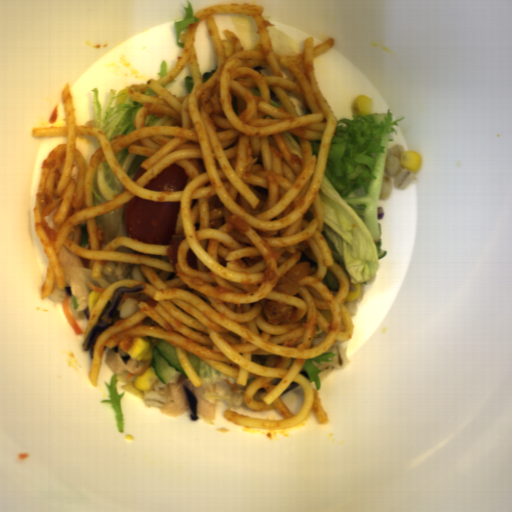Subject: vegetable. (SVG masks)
<instances>
[{
  "label": "vegetable",
  "instance_id": "vegetable-6",
  "mask_svg": "<svg viewBox=\"0 0 512 512\" xmlns=\"http://www.w3.org/2000/svg\"><path fill=\"white\" fill-rule=\"evenodd\" d=\"M232 25L243 49L254 48L260 37L254 17L241 13L233 17Z\"/></svg>",
  "mask_w": 512,
  "mask_h": 512
},
{
  "label": "vegetable",
  "instance_id": "vegetable-12",
  "mask_svg": "<svg viewBox=\"0 0 512 512\" xmlns=\"http://www.w3.org/2000/svg\"><path fill=\"white\" fill-rule=\"evenodd\" d=\"M185 16L183 20L175 21L174 23V34L176 38V43L179 48L184 49L185 42L181 40V34L187 31L188 25H192L196 22H200V18L194 17L195 13L193 11L192 5L189 1L186 2V7H184Z\"/></svg>",
  "mask_w": 512,
  "mask_h": 512
},
{
  "label": "vegetable",
  "instance_id": "vegetable-9",
  "mask_svg": "<svg viewBox=\"0 0 512 512\" xmlns=\"http://www.w3.org/2000/svg\"><path fill=\"white\" fill-rule=\"evenodd\" d=\"M336 356L335 353H332V351H325L322 354H319L317 356L305 359L302 367L305 370L309 383H315L317 391H320L321 384H320V377L318 376L319 373H322V370L317 368L314 365V362H316L319 365H323L326 362H333V357Z\"/></svg>",
  "mask_w": 512,
  "mask_h": 512
},
{
  "label": "vegetable",
  "instance_id": "vegetable-15",
  "mask_svg": "<svg viewBox=\"0 0 512 512\" xmlns=\"http://www.w3.org/2000/svg\"><path fill=\"white\" fill-rule=\"evenodd\" d=\"M167 71H168L167 62H166V60H162L159 72L157 74L158 78L163 76V75H165V74H167Z\"/></svg>",
  "mask_w": 512,
  "mask_h": 512
},
{
  "label": "vegetable",
  "instance_id": "vegetable-8",
  "mask_svg": "<svg viewBox=\"0 0 512 512\" xmlns=\"http://www.w3.org/2000/svg\"><path fill=\"white\" fill-rule=\"evenodd\" d=\"M119 379H117V375L113 374L110 378V382H104V385L108 392V399H101V404H110L112 410L115 413L116 416V422H117V428L119 433L125 432V424H124V417H123V411H122V404L121 400L125 395V392L122 394L118 393L117 385H118Z\"/></svg>",
  "mask_w": 512,
  "mask_h": 512
},
{
  "label": "vegetable",
  "instance_id": "vegetable-16",
  "mask_svg": "<svg viewBox=\"0 0 512 512\" xmlns=\"http://www.w3.org/2000/svg\"><path fill=\"white\" fill-rule=\"evenodd\" d=\"M185 83H186V92L189 94L192 91V85H193L192 75H186Z\"/></svg>",
  "mask_w": 512,
  "mask_h": 512
},
{
  "label": "vegetable",
  "instance_id": "vegetable-17",
  "mask_svg": "<svg viewBox=\"0 0 512 512\" xmlns=\"http://www.w3.org/2000/svg\"><path fill=\"white\" fill-rule=\"evenodd\" d=\"M216 68H213L210 72L201 74L203 84L214 74Z\"/></svg>",
  "mask_w": 512,
  "mask_h": 512
},
{
  "label": "vegetable",
  "instance_id": "vegetable-11",
  "mask_svg": "<svg viewBox=\"0 0 512 512\" xmlns=\"http://www.w3.org/2000/svg\"><path fill=\"white\" fill-rule=\"evenodd\" d=\"M199 379L202 385H212L223 380H227L228 383H236L238 377L226 375L211 367L209 364L199 358Z\"/></svg>",
  "mask_w": 512,
  "mask_h": 512
},
{
  "label": "vegetable",
  "instance_id": "vegetable-2",
  "mask_svg": "<svg viewBox=\"0 0 512 512\" xmlns=\"http://www.w3.org/2000/svg\"><path fill=\"white\" fill-rule=\"evenodd\" d=\"M117 89L110 90L104 113L101 114L99 101V87L92 88L94 103V128L103 130L108 141L116 135H127L136 130L135 117L145 103H121L116 105V99L124 93H116Z\"/></svg>",
  "mask_w": 512,
  "mask_h": 512
},
{
  "label": "vegetable",
  "instance_id": "vegetable-14",
  "mask_svg": "<svg viewBox=\"0 0 512 512\" xmlns=\"http://www.w3.org/2000/svg\"><path fill=\"white\" fill-rule=\"evenodd\" d=\"M236 394H239V393L234 392V391H228L226 396H220L219 393L214 390V391L206 392L204 394L203 398L205 400H225L228 404V410H230V408L232 406H234V400H235Z\"/></svg>",
  "mask_w": 512,
  "mask_h": 512
},
{
  "label": "vegetable",
  "instance_id": "vegetable-5",
  "mask_svg": "<svg viewBox=\"0 0 512 512\" xmlns=\"http://www.w3.org/2000/svg\"><path fill=\"white\" fill-rule=\"evenodd\" d=\"M126 203L120 207L96 215L95 223L101 229L104 236L101 249L116 237H128L124 218Z\"/></svg>",
  "mask_w": 512,
  "mask_h": 512
},
{
  "label": "vegetable",
  "instance_id": "vegetable-7",
  "mask_svg": "<svg viewBox=\"0 0 512 512\" xmlns=\"http://www.w3.org/2000/svg\"><path fill=\"white\" fill-rule=\"evenodd\" d=\"M262 23L267 28L274 53L292 55L303 54V48L285 32L274 25H266L263 21Z\"/></svg>",
  "mask_w": 512,
  "mask_h": 512
},
{
  "label": "vegetable",
  "instance_id": "vegetable-13",
  "mask_svg": "<svg viewBox=\"0 0 512 512\" xmlns=\"http://www.w3.org/2000/svg\"><path fill=\"white\" fill-rule=\"evenodd\" d=\"M174 119L167 117L164 114H150L146 115L144 119V127H165L172 126Z\"/></svg>",
  "mask_w": 512,
  "mask_h": 512
},
{
  "label": "vegetable",
  "instance_id": "vegetable-1",
  "mask_svg": "<svg viewBox=\"0 0 512 512\" xmlns=\"http://www.w3.org/2000/svg\"><path fill=\"white\" fill-rule=\"evenodd\" d=\"M400 117L391 110L336 120L323 178L318 191L323 211L321 234L334 262L347 274L349 285L376 277L377 243L382 229L378 204L391 134L397 136Z\"/></svg>",
  "mask_w": 512,
  "mask_h": 512
},
{
  "label": "vegetable",
  "instance_id": "vegetable-18",
  "mask_svg": "<svg viewBox=\"0 0 512 512\" xmlns=\"http://www.w3.org/2000/svg\"><path fill=\"white\" fill-rule=\"evenodd\" d=\"M74 310H78L79 303L77 302L76 296L71 295Z\"/></svg>",
  "mask_w": 512,
  "mask_h": 512
},
{
  "label": "vegetable",
  "instance_id": "vegetable-4",
  "mask_svg": "<svg viewBox=\"0 0 512 512\" xmlns=\"http://www.w3.org/2000/svg\"><path fill=\"white\" fill-rule=\"evenodd\" d=\"M124 189L120 179L110 170L106 160H100L94 169L92 207L114 200Z\"/></svg>",
  "mask_w": 512,
  "mask_h": 512
},
{
  "label": "vegetable",
  "instance_id": "vegetable-10",
  "mask_svg": "<svg viewBox=\"0 0 512 512\" xmlns=\"http://www.w3.org/2000/svg\"><path fill=\"white\" fill-rule=\"evenodd\" d=\"M125 174L133 181L136 172L142 168L141 163L150 156H141L128 152V146L118 151L115 155Z\"/></svg>",
  "mask_w": 512,
  "mask_h": 512
},
{
  "label": "vegetable",
  "instance_id": "vegetable-3",
  "mask_svg": "<svg viewBox=\"0 0 512 512\" xmlns=\"http://www.w3.org/2000/svg\"><path fill=\"white\" fill-rule=\"evenodd\" d=\"M57 256L62 267L65 287L71 288V296H75L78 304L76 310L82 312L89 307V296L93 292L89 283L104 289L110 283L102 273L99 277H92V268H85L79 256L71 252L64 243Z\"/></svg>",
  "mask_w": 512,
  "mask_h": 512
}]
</instances>
